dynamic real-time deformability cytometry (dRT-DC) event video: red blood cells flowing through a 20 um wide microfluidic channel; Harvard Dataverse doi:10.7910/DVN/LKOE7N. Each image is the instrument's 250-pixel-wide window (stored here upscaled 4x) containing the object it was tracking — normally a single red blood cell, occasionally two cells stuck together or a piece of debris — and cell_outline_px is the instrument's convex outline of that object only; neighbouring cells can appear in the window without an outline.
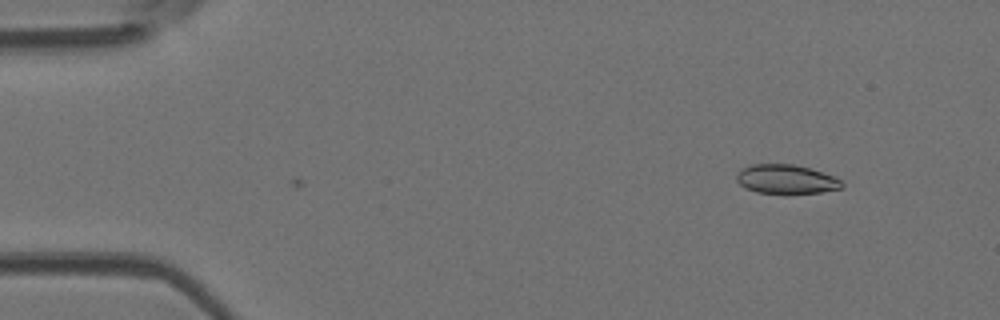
{"species": "Egyptian fruit bat (a non-hibernating species)", "species_latin": "Rousettus aegyptiacus", "temperature_condition": "room temperature", "stored_images_in_passage": 7, "camera_frame_rate_fps": 3000, "um_per_image_px": 0.085, "animal": {"sex": "female"}, "frame": {"image": 1, "passage_image": 7, "time_ms": 2.0, "image_size_px": [1000, 320], "cell_outline_px": [[844, 188], [820, 192], [788, 196], [784, 196], [756, 192], [740, 184], [736, 180], [736, 172], [752, 164], [792, 164], [808, 168], [836, 176], [844, 180]], "centroid_in_image_um": [66.88, 15.28], "position_along_channel_um": 18.1, "area_um2": 18.61}}